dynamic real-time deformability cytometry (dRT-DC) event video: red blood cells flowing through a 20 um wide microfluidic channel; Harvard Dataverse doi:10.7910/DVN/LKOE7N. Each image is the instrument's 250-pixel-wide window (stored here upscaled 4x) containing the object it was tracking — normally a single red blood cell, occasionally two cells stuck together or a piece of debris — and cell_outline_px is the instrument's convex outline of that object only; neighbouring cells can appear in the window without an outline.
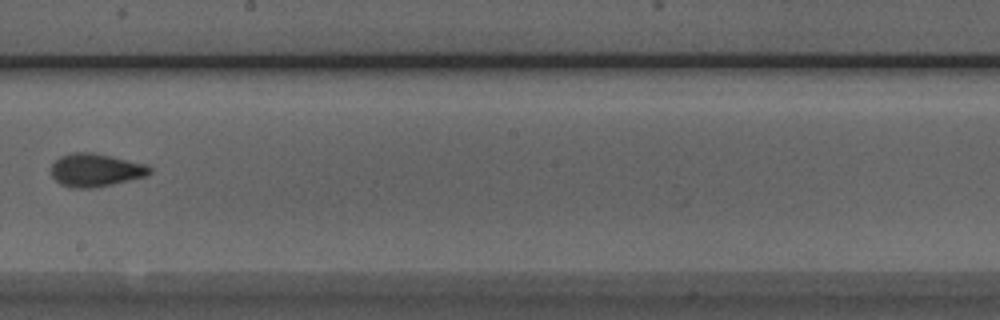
{"species": "Egyptian fruit bat (a non-hibernating species)", "species_latin": "Rousettus aegyptiacus", "temperature_condition": "room temperature", "stored_images_in_passage": 9, "camera_frame_rate_fps": 3000, "um_per_image_px": 0.085, "animal": {"sex": "male"}, "frame": {"image": 1, "passage_image": 8, "time_ms": 8.0, "image_size_px": [1000, 320], "cell_outline_px": [[152, 172], [148, 176], [112, 184], [92, 188], [72, 188], [60, 184], [52, 176], [52, 164], [60, 156], [72, 152], [92, 152], [112, 156], [144, 164], [152, 168]], "centroid_in_image_um": [8.13, 14.46], "position_along_channel_um": 240.1, "area_um2": 19.02}}
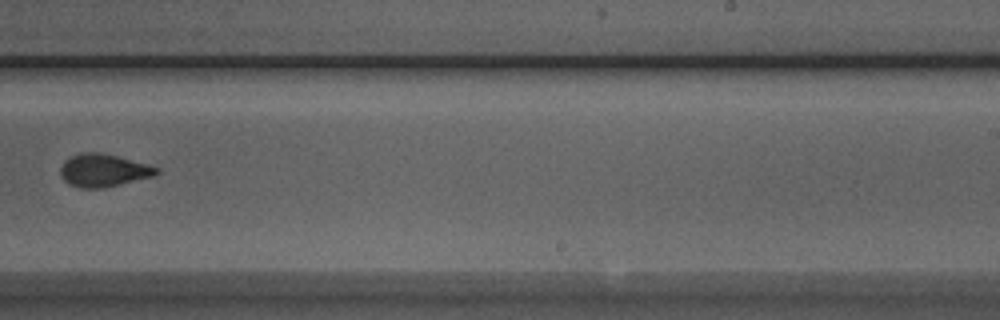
{"frame": {"image": 2, "passage_image": 9, "time_ms": 9.0, "image_size_px": [1000, 320], "cell_outline_px": [[160, 172], [152, 176], [104, 188], [80, 188], [68, 184], [64, 180], [60, 172], [60, 168], [64, 160], [80, 152], [100, 152], [148, 164], [160, 168]], "centroid_in_image_um": [8.77, 14.48], "position_along_channel_um": 280.2, "area_um2": 18.32}}